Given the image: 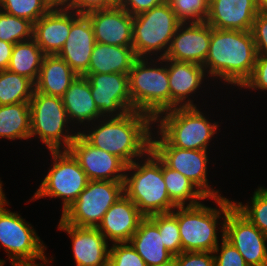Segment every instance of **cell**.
<instances>
[{"instance_id": "6da1fadb", "label": "cell", "mask_w": 267, "mask_h": 266, "mask_svg": "<svg viewBox=\"0 0 267 266\" xmlns=\"http://www.w3.org/2000/svg\"><path fill=\"white\" fill-rule=\"evenodd\" d=\"M108 118L103 119L105 122L99 118L101 124L92 126L87 134L84 131H79V134L89 144L117 156L126 165L132 164L137 157L143 159L147 156L151 149V126L154 123L148 114L133 110Z\"/></svg>"}, {"instance_id": "7a4b0ae2", "label": "cell", "mask_w": 267, "mask_h": 266, "mask_svg": "<svg viewBox=\"0 0 267 266\" xmlns=\"http://www.w3.org/2000/svg\"><path fill=\"white\" fill-rule=\"evenodd\" d=\"M256 58L251 31L211 27L209 51L203 64L207 76L222 78L227 84H236L242 88L252 75Z\"/></svg>"}, {"instance_id": "3957f363", "label": "cell", "mask_w": 267, "mask_h": 266, "mask_svg": "<svg viewBox=\"0 0 267 266\" xmlns=\"http://www.w3.org/2000/svg\"><path fill=\"white\" fill-rule=\"evenodd\" d=\"M164 115V116H163ZM196 107H179L159 114V139L151 136V146H174L181 149L207 151L218 122L211 123ZM154 139V140H153Z\"/></svg>"}, {"instance_id": "277c9868", "label": "cell", "mask_w": 267, "mask_h": 266, "mask_svg": "<svg viewBox=\"0 0 267 266\" xmlns=\"http://www.w3.org/2000/svg\"><path fill=\"white\" fill-rule=\"evenodd\" d=\"M147 155L142 164L135 160L126 166L125 171L133 173L125 172L123 192L145 217L172 212L177 206L167 193L162 161L151 149Z\"/></svg>"}, {"instance_id": "5b68a950", "label": "cell", "mask_w": 267, "mask_h": 266, "mask_svg": "<svg viewBox=\"0 0 267 266\" xmlns=\"http://www.w3.org/2000/svg\"><path fill=\"white\" fill-rule=\"evenodd\" d=\"M147 58H137L128 73L132 111L148 114L153 120L162 112L171 110V92L167 59L158 58L160 65L151 64ZM153 61V62H152ZM162 62H166L162 66ZM153 65V66H150Z\"/></svg>"}, {"instance_id": "8992f818", "label": "cell", "mask_w": 267, "mask_h": 266, "mask_svg": "<svg viewBox=\"0 0 267 266\" xmlns=\"http://www.w3.org/2000/svg\"><path fill=\"white\" fill-rule=\"evenodd\" d=\"M213 200L218 209L202 203L175 208L183 252L213 253L218 246L217 220L221 218V214L226 218L234 204L225 197H215Z\"/></svg>"}, {"instance_id": "52a82bcc", "label": "cell", "mask_w": 267, "mask_h": 266, "mask_svg": "<svg viewBox=\"0 0 267 266\" xmlns=\"http://www.w3.org/2000/svg\"><path fill=\"white\" fill-rule=\"evenodd\" d=\"M180 23L167 1L133 16L132 47L136 57L147 58L161 52L158 57L164 58Z\"/></svg>"}, {"instance_id": "ba28073f", "label": "cell", "mask_w": 267, "mask_h": 266, "mask_svg": "<svg viewBox=\"0 0 267 266\" xmlns=\"http://www.w3.org/2000/svg\"><path fill=\"white\" fill-rule=\"evenodd\" d=\"M7 199L0 203V243L7 252L12 266H44L51 261L45 256L43 242L34 228L21 215L4 208ZM33 228V229H32ZM43 263H36L35 260Z\"/></svg>"}, {"instance_id": "9c48e42d", "label": "cell", "mask_w": 267, "mask_h": 266, "mask_svg": "<svg viewBox=\"0 0 267 266\" xmlns=\"http://www.w3.org/2000/svg\"><path fill=\"white\" fill-rule=\"evenodd\" d=\"M29 108L30 138L38 135L49 151L68 150L79 132L69 135L66 124L70 122L62 98L34 89Z\"/></svg>"}, {"instance_id": "30bf717a", "label": "cell", "mask_w": 267, "mask_h": 266, "mask_svg": "<svg viewBox=\"0 0 267 266\" xmlns=\"http://www.w3.org/2000/svg\"><path fill=\"white\" fill-rule=\"evenodd\" d=\"M50 152L54 160L52 168L49 169L31 200L43 197L62 198V213H64L86 188L89 180L68 150Z\"/></svg>"}, {"instance_id": "8fae6325", "label": "cell", "mask_w": 267, "mask_h": 266, "mask_svg": "<svg viewBox=\"0 0 267 266\" xmlns=\"http://www.w3.org/2000/svg\"><path fill=\"white\" fill-rule=\"evenodd\" d=\"M123 194V182L89 180L61 219L79 227H98L104 214Z\"/></svg>"}, {"instance_id": "7c38bea8", "label": "cell", "mask_w": 267, "mask_h": 266, "mask_svg": "<svg viewBox=\"0 0 267 266\" xmlns=\"http://www.w3.org/2000/svg\"><path fill=\"white\" fill-rule=\"evenodd\" d=\"M224 238L242 255L248 266H267V235L234 206L224 218Z\"/></svg>"}, {"instance_id": "4fadbf2b", "label": "cell", "mask_w": 267, "mask_h": 266, "mask_svg": "<svg viewBox=\"0 0 267 266\" xmlns=\"http://www.w3.org/2000/svg\"><path fill=\"white\" fill-rule=\"evenodd\" d=\"M82 76L88 79L92 98L104 118L132 111L128 74L84 73Z\"/></svg>"}, {"instance_id": "5bb4252c", "label": "cell", "mask_w": 267, "mask_h": 266, "mask_svg": "<svg viewBox=\"0 0 267 266\" xmlns=\"http://www.w3.org/2000/svg\"><path fill=\"white\" fill-rule=\"evenodd\" d=\"M151 150L167 167L188 178L207 199L223 197L219 195L218 190L215 191L208 185V151L181 149L174 146H151Z\"/></svg>"}, {"instance_id": "9a60e30c", "label": "cell", "mask_w": 267, "mask_h": 266, "mask_svg": "<svg viewBox=\"0 0 267 266\" xmlns=\"http://www.w3.org/2000/svg\"><path fill=\"white\" fill-rule=\"evenodd\" d=\"M68 151L78 161L88 180L124 182L127 165L117 156L89 144L79 133Z\"/></svg>"}, {"instance_id": "2e32d148", "label": "cell", "mask_w": 267, "mask_h": 266, "mask_svg": "<svg viewBox=\"0 0 267 266\" xmlns=\"http://www.w3.org/2000/svg\"><path fill=\"white\" fill-rule=\"evenodd\" d=\"M210 40L211 26L207 22L180 23L165 58L203 66Z\"/></svg>"}, {"instance_id": "e0dca14e", "label": "cell", "mask_w": 267, "mask_h": 266, "mask_svg": "<svg viewBox=\"0 0 267 266\" xmlns=\"http://www.w3.org/2000/svg\"><path fill=\"white\" fill-rule=\"evenodd\" d=\"M93 27L95 41L115 46H132L133 16L119 5L85 14Z\"/></svg>"}, {"instance_id": "ac0fdd59", "label": "cell", "mask_w": 267, "mask_h": 266, "mask_svg": "<svg viewBox=\"0 0 267 266\" xmlns=\"http://www.w3.org/2000/svg\"><path fill=\"white\" fill-rule=\"evenodd\" d=\"M64 7H52L33 24V39L45 55H58L69 35L71 24L81 15Z\"/></svg>"}, {"instance_id": "d6986e66", "label": "cell", "mask_w": 267, "mask_h": 266, "mask_svg": "<svg viewBox=\"0 0 267 266\" xmlns=\"http://www.w3.org/2000/svg\"><path fill=\"white\" fill-rule=\"evenodd\" d=\"M58 229L67 232L72 239L76 266H108L110 248L97 227H79L60 219Z\"/></svg>"}, {"instance_id": "ffe728a7", "label": "cell", "mask_w": 267, "mask_h": 266, "mask_svg": "<svg viewBox=\"0 0 267 266\" xmlns=\"http://www.w3.org/2000/svg\"><path fill=\"white\" fill-rule=\"evenodd\" d=\"M258 13L256 0H210L205 22L215 29L251 31Z\"/></svg>"}, {"instance_id": "44dd1931", "label": "cell", "mask_w": 267, "mask_h": 266, "mask_svg": "<svg viewBox=\"0 0 267 266\" xmlns=\"http://www.w3.org/2000/svg\"><path fill=\"white\" fill-rule=\"evenodd\" d=\"M145 216L123 194L104 214L98 230L112 243L129 242Z\"/></svg>"}, {"instance_id": "7402d4cb", "label": "cell", "mask_w": 267, "mask_h": 266, "mask_svg": "<svg viewBox=\"0 0 267 266\" xmlns=\"http://www.w3.org/2000/svg\"><path fill=\"white\" fill-rule=\"evenodd\" d=\"M96 44L89 18L81 14L72 24L67 40L58 53L71 69L82 76L89 67L91 53Z\"/></svg>"}, {"instance_id": "603a6c76", "label": "cell", "mask_w": 267, "mask_h": 266, "mask_svg": "<svg viewBox=\"0 0 267 266\" xmlns=\"http://www.w3.org/2000/svg\"><path fill=\"white\" fill-rule=\"evenodd\" d=\"M167 71L171 92V109L196 107L189 96L201 87L202 81L207 75L204 67L192 62L167 59Z\"/></svg>"}, {"instance_id": "cb8c5ba5", "label": "cell", "mask_w": 267, "mask_h": 266, "mask_svg": "<svg viewBox=\"0 0 267 266\" xmlns=\"http://www.w3.org/2000/svg\"><path fill=\"white\" fill-rule=\"evenodd\" d=\"M162 242L158 226L149 217L140 221L138 229L129 240L147 266H173L174 256Z\"/></svg>"}, {"instance_id": "d4e9b609", "label": "cell", "mask_w": 267, "mask_h": 266, "mask_svg": "<svg viewBox=\"0 0 267 266\" xmlns=\"http://www.w3.org/2000/svg\"><path fill=\"white\" fill-rule=\"evenodd\" d=\"M61 98L70 122L92 124L99 117L104 118L92 98L90 83L85 76L78 75Z\"/></svg>"}, {"instance_id": "484cf974", "label": "cell", "mask_w": 267, "mask_h": 266, "mask_svg": "<svg viewBox=\"0 0 267 266\" xmlns=\"http://www.w3.org/2000/svg\"><path fill=\"white\" fill-rule=\"evenodd\" d=\"M136 59L132 46H115L96 42L85 73L128 74Z\"/></svg>"}, {"instance_id": "4316f807", "label": "cell", "mask_w": 267, "mask_h": 266, "mask_svg": "<svg viewBox=\"0 0 267 266\" xmlns=\"http://www.w3.org/2000/svg\"><path fill=\"white\" fill-rule=\"evenodd\" d=\"M77 76L58 55H45L35 90L45 95L62 97Z\"/></svg>"}, {"instance_id": "83f0119b", "label": "cell", "mask_w": 267, "mask_h": 266, "mask_svg": "<svg viewBox=\"0 0 267 266\" xmlns=\"http://www.w3.org/2000/svg\"><path fill=\"white\" fill-rule=\"evenodd\" d=\"M44 57V52L33 38L28 41L18 42L14 45L7 69L30 79L35 84Z\"/></svg>"}, {"instance_id": "f1b7e54d", "label": "cell", "mask_w": 267, "mask_h": 266, "mask_svg": "<svg viewBox=\"0 0 267 266\" xmlns=\"http://www.w3.org/2000/svg\"><path fill=\"white\" fill-rule=\"evenodd\" d=\"M0 138H30L29 102L0 105Z\"/></svg>"}, {"instance_id": "f546056e", "label": "cell", "mask_w": 267, "mask_h": 266, "mask_svg": "<svg viewBox=\"0 0 267 266\" xmlns=\"http://www.w3.org/2000/svg\"><path fill=\"white\" fill-rule=\"evenodd\" d=\"M163 179L166 184L170 200L177 206H195L201 204L198 200L207 197L182 173L172 170L162 162ZM189 199V200H188Z\"/></svg>"}, {"instance_id": "4dcf8cb0", "label": "cell", "mask_w": 267, "mask_h": 266, "mask_svg": "<svg viewBox=\"0 0 267 266\" xmlns=\"http://www.w3.org/2000/svg\"><path fill=\"white\" fill-rule=\"evenodd\" d=\"M35 84L14 72L0 70V105L30 102Z\"/></svg>"}, {"instance_id": "1f68e13d", "label": "cell", "mask_w": 267, "mask_h": 266, "mask_svg": "<svg viewBox=\"0 0 267 266\" xmlns=\"http://www.w3.org/2000/svg\"><path fill=\"white\" fill-rule=\"evenodd\" d=\"M148 217L158 226L165 248L173 256L183 252L175 209L172 212L157 213Z\"/></svg>"}, {"instance_id": "d6a6232c", "label": "cell", "mask_w": 267, "mask_h": 266, "mask_svg": "<svg viewBox=\"0 0 267 266\" xmlns=\"http://www.w3.org/2000/svg\"><path fill=\"white\" fill-rule=\"evenodd\" d=\"M33 38V24L0 9V40L16 44Z\"/></svg>"}, {"instance_id": "836d02e7", "label": "cell", "mask_w": 267, "mask_h": 266, "mask_svg": "<svg viewBox=\"0 0 267 266\" xmlns=\"http://www.w3.org/2000/svg\"><path fill=\"white\" fill-rule=\"evenodd\" d=\"M52 6L47 0H0V9L10 15L26 19L34 24Z\"/></svg>"}, {"instance_id": "e575fe53", "label": "cell", "mask_w": 267, "mask_h": 266, "mask_svg": "<svg viewBox=\"0 0 267 266\" xmlns=\"http://www.w3.org/2000/svg\"><path fill=\"white\" fill-rule=\"evenodd\" d=\"M249 205L234 202V207L253 223L262 233L267 235V188L256 189Z\"/></svg>"}, {"instance_id": "d590c367", "label": "cell", "mask_w": 267, "mask_h": 266, "mask_svg": "<svg viewBox=\"0 0 267 266\" xmlns=\"http://www.w3.org/2000/svg\"><path fill=\"white\" fill-rule=\"evenodd\" d=\"M210 0H172V10L181 23L205 22Z\"/></svg>"}, {"instance_id": "8d00e7d4", "label": "cell", "mask_w": 267, "mask_h": 266, "mask_svg": "<svg viewBox=\"0 0 267 266\" xmlns=\"http://www.w3.org/2000/svg\"><path fill=\"white\" fill-rule=\"evenodd\" d=\"M109 248L108 266H147L129 242L113 243Z\"/></svg>"}, {"instance_id": "74e56055", "label": "cell", "mask_w": 267, "mask_h": 266, "mask_svg": "<svg viewBox=\"0 0 267 266\" xmlns=\"http://www.w3.org/2000/svg\"><path fill=\"white\" fill-rule=\"evenodd\" d=\"M224 224L225 221L222 223V242L221 248L219 245L213 251L214 256V266H248L242 257V255L238 252V250L224 238ZM220 251V253H219ZM219 255L217 256V254ZM216 254V255H214Z\"/></svg>"}, {"instance_id": "f35d334b", "label": "cell", "mask_w": 267, "mask_h": 266, "mask_svg": "<svg viewBox=\"0 0 267 266\" xmlns=\"http://www.w3.org/2000/svg\"><path fill=\"white\" fill-rule=\"evenodd\" d=\"M243 88L252 90H267V56L257 55L256 63L250 78L243 84Z\"/></svg>"}, {"instance_id": "ab89813d", "label": "cell", "mask_w": 267, "mask_h": 266, "mask_svg": "<svg viewBox=\"0 0 267 266\" xmlns=\"http://www.w3.org/2000/svg\"><path fill=\"white\" fill-rule=\"evenodd\" d=\"M173 266H214L212 252H181L174 256Z\"/></svg>"}, {"instance_id": "60d3db41", "label": "cell", "mask_w": 267, "mask_h": 266, "mask_svg": "<svg viewBox=\"0 0 267 266\" xmlns=\"http://www.w3.org/2000/svg\"><path fill=\"white\" fill-rule=\"evenodd\" d=\"M257 55L267 56V14L259 12L251 29Z\"/></svg>"}, {"instance_id": "b9f144b4", "label": "cell", "mask_w": 267, "mask_h": 266, "mask_svg": "<svg viewBox=\"0 0 267 266\" xmlns=\"http://www.w3.org/2000/svg\"><path fill=\"white\" fill-rule=\"evenodd\" d=\"M119 0H72L66 7L78 14H86L94 10L108 9L118 5Z\"/></svg>"}, {"instance_id": "7bdbcfd3", "label": "cell", "mask_w": 267, "mask_h": 266, "mask_svg": "<svg viewBox=\"0 0 267 266\" xmlns=\"http://www.w3.org/2000/svg\"><path fill=\"white\" fill-rule=\"evenodd\" d=\"M164 1L165 0H119L118 5L130 15L135 16L162 4Z\"/></svg>"}, {"instance_id": "ee69618b", "label": "cell", "mask_w": 267, "mask_h": 266, "mask_svg": "<svg viewBox=\"0 0 267 266\" xmlns=\"http://www.w3.org/2000/svg\"><path fill=\"white\" fill-rule=\"evenodd\" d=\"M14 44L0 40V70H6L9 66Z\"/></svg>"}, {"instance_id": "f6af8a7d", "label": "cell", "mask_w": 267, "mask_h": 266, "mask_svg": "<svg viewBox=\"0 0 267 266\" xmlns=\"http://www.w3.org/2000/svg\"><path fill=\"white\" fill-rule=\"evenodd\" d=\"M52 7H64L66 8L72 0H47Z\"/></svg>"}, {"instance_id": "bcb514c9", "label": "cell", "mask_w": 267, "mask_h": 266, "mask_svg": "<svg viewBox=\"0 0 267 266\" xmlns=\"http://www.w3.org/2000/svg\"><path fill=\"white\" fill-rule=\"evenodd\" d=\"M259 12L267 14V0H263L260 4H259Z\"/></svg>"}, {"instance_id": "7dc6e473", "label": "cell", "mask_w": 267, "mask_h": 266, "mask_svg": "<svg viewBox=\"0 0 267 266\" xmlns=\"http://www.w3.org/2000/svg\"><path fill=\"white\" fill-rule=\"evenodd\" d=\"M5 199H6V197H5V194H4V192H3L2 182H1V180H0V203H1L3 200H5Z\"/></svg>"}, {"instance_id": "c3c4849f", "label": "cell", "mask_w": 267, "mask_h": 266, "mask_svg": "<svg viewBox=\"0 0 267 266\" xmlns=\"http://www.w3.org/2000/svg\"><path fill=\"white\" fill-rule=\"evenodd\" d=\"M4 264H5V260L0 259V266H4Z\"/></svg>"}, {"instance_id": "681fc988", "label": "cell", "mask_w": 267, "mask_h": 266, "mask_svg": "<svg viewBox=\"0 0 267 266\" xmlns=\"http://www.w3.org/2000/svg\"><path fill=\"white\" fill-rule=\"evenodd\" d=\"M262 1H263V0H256V2H257L258 4H260Z\"/></svg>"}]
</instances>
